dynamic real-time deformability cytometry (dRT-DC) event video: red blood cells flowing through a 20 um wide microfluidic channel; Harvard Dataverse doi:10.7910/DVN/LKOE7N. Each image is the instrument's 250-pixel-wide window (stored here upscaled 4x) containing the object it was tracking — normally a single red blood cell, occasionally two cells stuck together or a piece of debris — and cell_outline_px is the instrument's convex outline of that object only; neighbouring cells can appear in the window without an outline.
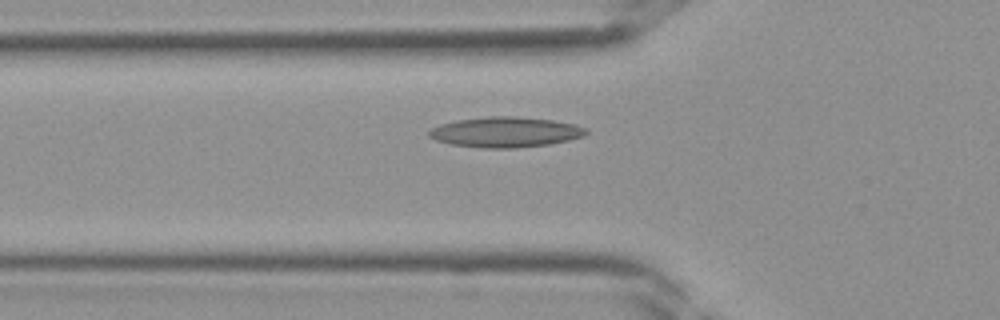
{"species": "Egyptian fruit bat (a non-hibernating species)", "species_latin": "Rousettus aegyptiacus", "temperature_condition": "room temperature", "stored_images_in_passage": 29, "camera_frame_rate_fps": 3000, "um_per_image_px": 0.085, "frame": {"image": 1, "passage_image": 7, "time_ms": 2.0, "image_size_px": [1000, 320], "cell_outline_px": [[588, 132], [584, 136], [568, 140], [548, 144], [516, 148], [484, 148], [452, 144], [436, 140], [428, 136], [428, 132], [432, 128], [440, 124], [456, 120], [488, 116], [516, 116], [552, 120], [576, 124], [588, 128]], "centroid_in_image_um": [42.98, 11.22], "position_along_channel_um": 82.8, "area_um2": 27.8}}
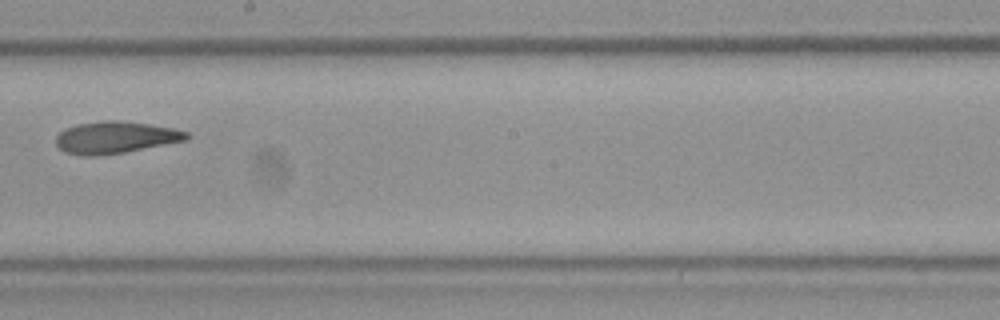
{"frame": {"image": 2, "passage_image": 16, "time_ms": 5.0, "image_size_px": [1000, 320], "cell_outline_px": [[188, 140], [124, 152], [96, 156], [80, 156], [64, 152], [56, 144], [56, 136], [60, 132], [76, 124], [100, 120], [120, 120], [152, 124], [172, 128], [188, 132]], "centroid_in_image_um": [9.8, 11.67], "position_along_channel_um": 238.4, "area_um2": 24.45}}
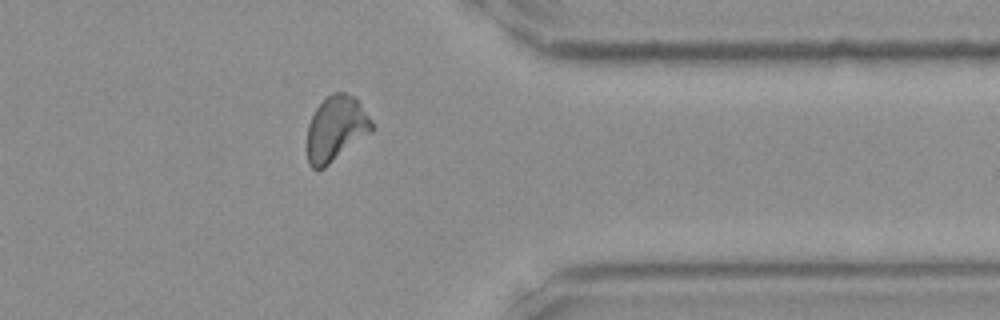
{"frame": {"image": 3, "passage_image": 25, "time_ms": 8.0, "image_size_px": [1000, 320], "cell_outline_px": [[376, 128], [372, 132], [324, 168], [312, 168], [308, 164], [308, 124], [316, 108], [328, 96], [336, 92], [344, 92], [356, 96], [372, 120]], "centroid_in_image_um": [28.61, 10.92], "position_along_channel_um": 382.8, "area_um2": 24.62}}